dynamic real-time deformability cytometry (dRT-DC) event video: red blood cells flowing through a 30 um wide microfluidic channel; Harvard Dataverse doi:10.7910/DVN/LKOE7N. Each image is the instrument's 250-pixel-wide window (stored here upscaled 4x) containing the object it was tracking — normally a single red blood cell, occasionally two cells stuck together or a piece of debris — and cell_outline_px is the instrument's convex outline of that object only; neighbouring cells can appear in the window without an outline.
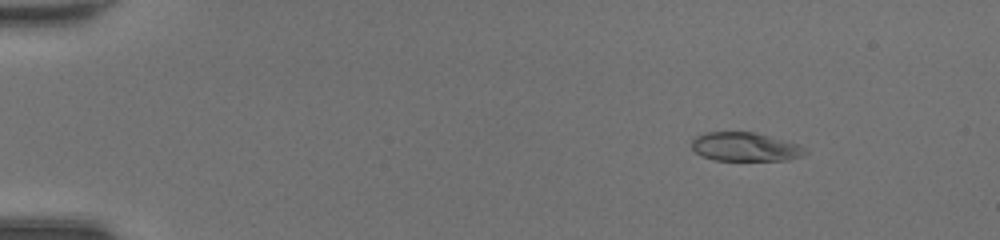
{"species": "common noctule bat (a hibernating species)", "species_latin": "Nyctalus noctula", "temperature_condition": "room temperature", "stored_images_in_passage": 48, "camera_frame_rate_fps": 3000, "um_per_image_px": 0.085, "animal": {"sex": "female", "body_mass_g": 20.0, "forearm_length_mm": 54.0}, "frame": {"image": 1, "passage_image": 7, "time_ms": 2.0, "image_size_px": [1000, 240], "cell_outline_px": [[808, 152], [804, 156], [788, 160], [712, 160], [700, 156], [692, 148], [692, 140], [696, 136], [704, 132], [756, 132], [800, 144]], "centroid_in_image_um": [63.36, 12.48], "position_along_channel_um": 21.6, "area_um2": 19.31}}
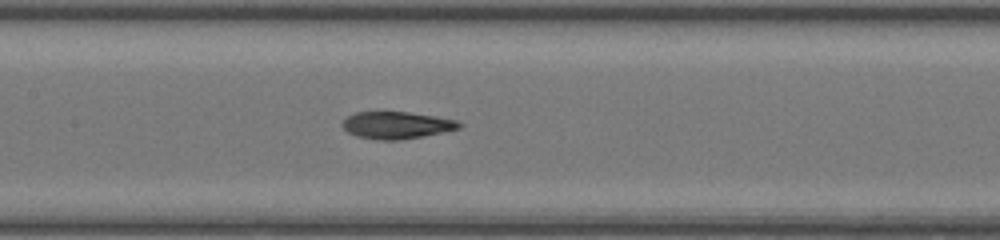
{"frame": {"image": 2, "passage_image": 25, "time_ms": 8.0, "image_size_px": [1000, 240], "cell_outline_px": [[464, 124], [460, 128], [444, 132], [424, 136], [400, 140], [376, 140], [356, 136], [348, 132], [340, 124], [348, 116], [356, 112], [408, 112], [436, 116], [456, 120]], "centroid_in_image_um": [33.73, 10.65], "position_along_channel_um": 173.7, "area_um2": 18.55}}
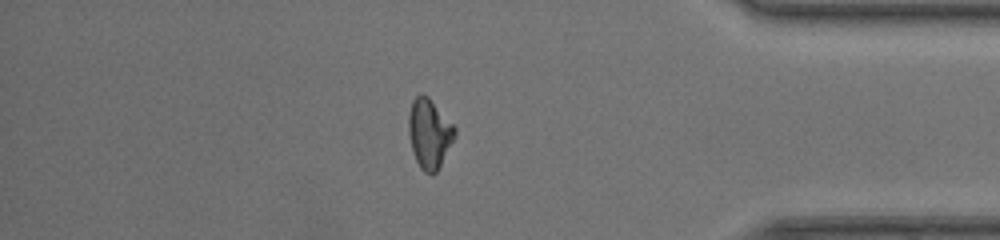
{"frame": {"image": 3, "passage_image": 42, "time_ms": 13.667, "image_size_px": [1000, 240], "cell_outline_px": [[456, 136], [436, 172], [432, 176], [424, 172], [420, 168], [412, 152], [408, 132], [408, 116], [412, 100], [420, 92], [428, 96], [456, 128]], "centroid_in_image_um": [36.48, 11.35], "position_along_channel_um": 398.7, "area_um2": 18.84}, "authors_computed_cell_mechanics": {"area_um2": 19.1318, "velocity_mm_per_s": 4.4223, "shape_relaxation_time_tau1_ms": 4.4403, "shape_relaxation_time_tau2_ms": 2.0827, "deformation_change_tau1": 0.1798, "deformation_change_tau2": 0.0798}}